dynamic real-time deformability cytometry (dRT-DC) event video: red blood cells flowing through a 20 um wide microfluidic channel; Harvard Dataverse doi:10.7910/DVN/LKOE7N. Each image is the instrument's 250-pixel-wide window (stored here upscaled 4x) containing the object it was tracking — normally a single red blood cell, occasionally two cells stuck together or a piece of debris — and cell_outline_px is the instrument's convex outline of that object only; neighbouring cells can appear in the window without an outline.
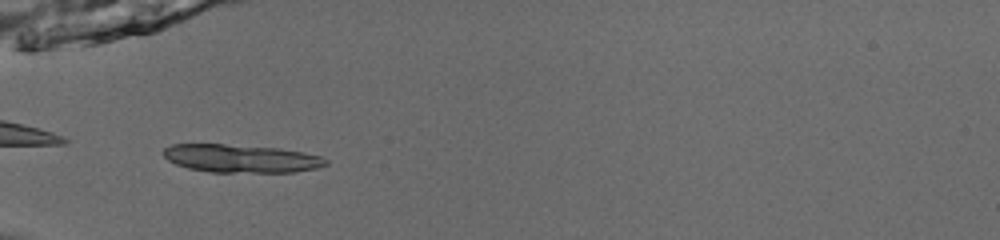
{"species": "common noctule bat (a hibernating species)", "species_latin": "Nyctalus noctula", "temperature_condition": "room temperature", "stored_images_in_passage": 34, "camera_frame_rate_fps": 3000, "um_per_image_px": 0.085, "animal": {"sex": "male", "body_mass_g": 13.0, "forearm_length_mm": 53.1}, "frame": {"image": 1, "passage_image": 1, "time_ms": 0.0, "image_size_px": [1000, 240], "cell_outline_px": [[328, 164], [316, 168], [296, 172], [208, 172], [188, 168], [176, 164], [168, 160], [160, 152], [164, 148], [172, 144], [224, 144], [280, 148], [304, 152], [320, 156], [328, 160]], "centroid_in_image_um": [20.48, 13.47], "position_along_channel_um": 64.5, "area_um2": 26.76}}
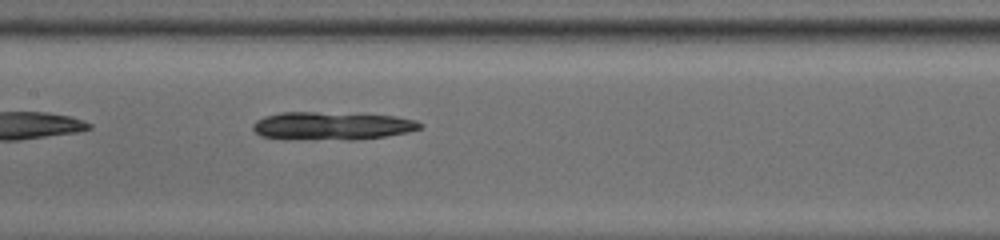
{"frame": {"image": 2, "passage_image": 10, "time_ms": 3.0, "image_size_px": [1000, 240], "cell_outline_px": [[424, 124], [420, 128], [408, 132], [384, 136], [352, 140], [348, 140], [260, 136], [252, 128], [252, 124], [256, 120], [264, 116], [280, 112], [316, 112], [396, 116], [416, 120]], "centroid_in_image_um": [28.24, 10.68], "position_along_channel_um": 179.2, "area_um2": 26.82}}
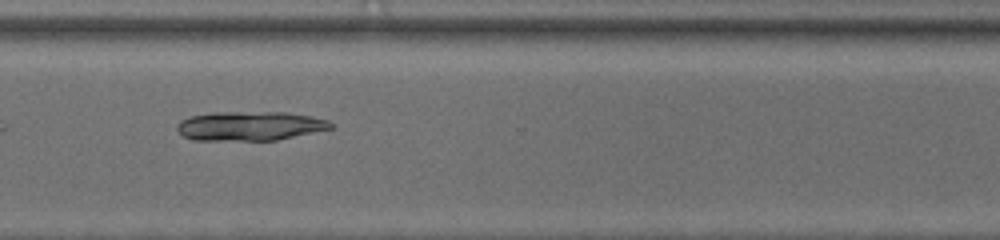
{"frame": {"image": 3, "passage_image": 23, "time_ms": 7.333, "image_size_px": [1000, 240], "cell_outline_px": [[332, 128], [276, 140], [192, 140], [184, 136], [176, 128], [176, 124], [180, 120], [192, 116], [212, 112], [284, 112], [308, 116], [328, 120], [332, 124]], "centroid_in_image_um": [21.19, 10.7], "position_along_channel_um": 349.4, "area_um2": 25.95}, "authors_computed_cell_mechanics": {"area_um2": 26.9059, "velocity_mm_per_s": 3.9511, "shape_relaxation_time_tau1_ms": 10.0976, "shape_relaxation_time_tau2_ms": null, "deformation_change_tau1": 0.2122, "deformation_change_tau2": null}}